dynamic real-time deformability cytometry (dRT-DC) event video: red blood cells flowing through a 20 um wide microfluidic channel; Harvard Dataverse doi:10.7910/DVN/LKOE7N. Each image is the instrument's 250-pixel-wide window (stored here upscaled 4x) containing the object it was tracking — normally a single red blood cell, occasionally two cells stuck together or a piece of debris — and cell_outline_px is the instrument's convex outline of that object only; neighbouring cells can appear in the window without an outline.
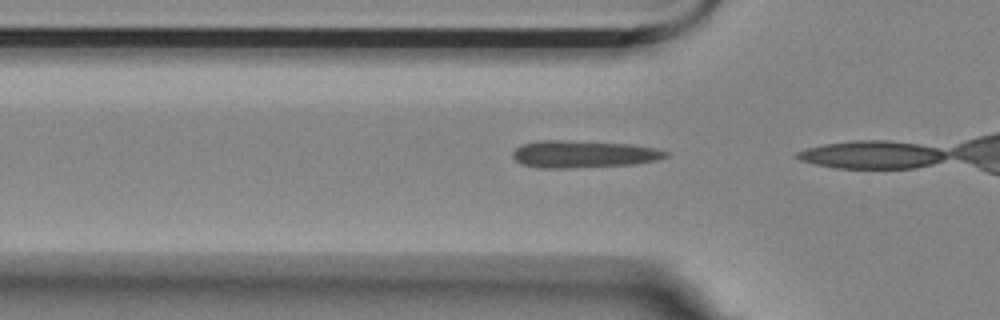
{"species": "Egyptian fruit bat (a non-hibernating species)", "species_latin": "Rousettus aegyptiacus", "temperature_condition": "room temperature", "stored_images_in_passage": 12, "camera_frame_rate_fps": 3000, "um_per_image_px": 0.085, "animal": {"sex": "female"}, "frame": {"image": 1, "passage_image": 11, "time_ms": 3.333, "image_size_px": [1000, 320], "cell_outline_px": [[668, 156], [656, 160], [636, 164], [572, 168], [536, 168], [520, 164], [512, 156], [512, 152], [520, 144], [536, 140], [568, 140], [632, 144], [656, 148], [668, 152]], "centroid_in_image_um": [49.55, 13.1], "position_along_channel_um": 76.3, "area_um2": 24.68}}